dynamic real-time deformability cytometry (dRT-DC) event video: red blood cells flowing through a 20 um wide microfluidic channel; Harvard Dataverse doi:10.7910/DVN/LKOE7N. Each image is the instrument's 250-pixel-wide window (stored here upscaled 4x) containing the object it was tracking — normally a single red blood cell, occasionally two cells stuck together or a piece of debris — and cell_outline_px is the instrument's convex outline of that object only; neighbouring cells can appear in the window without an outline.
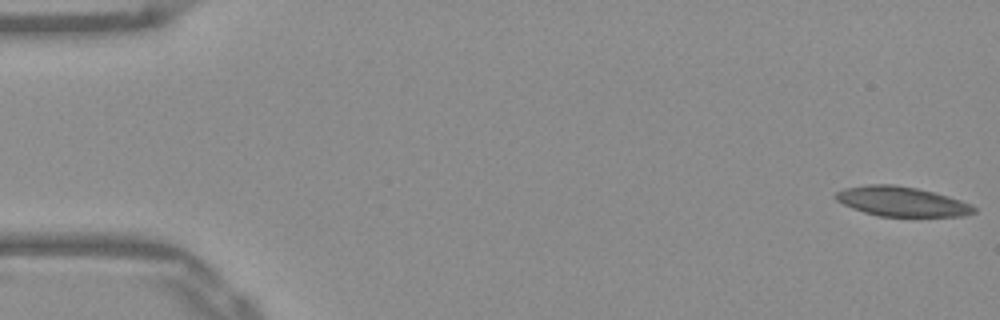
{"species": "Egyptian fruit bat (a non-hibernating species)", "species_latin": "Rousettus aegyptiacus", "temperature_condition": "warm", "stored_images_in_passage": 53, "camera_frame_rate_fps": 3000, "um_per_image_px": 0.085, "frame": {"image": 1, "passage_image": 1, "time_ms": 0.0, "image_size_px": [1000, 320], "cell_outline_px": [[976, 212], [964, 216], [880, 216], [864, 212], [852, 208], [836, 200], [832, 196], [836, 192], [844, 188], [872, 184], [892, 184], [916, 188], [948, 196], [960, 200], [976, 208]], "centroid_in_image_um": [76.61, 17.12], "position_along_channel_um": 8.4, "area_um2": 23.7}}
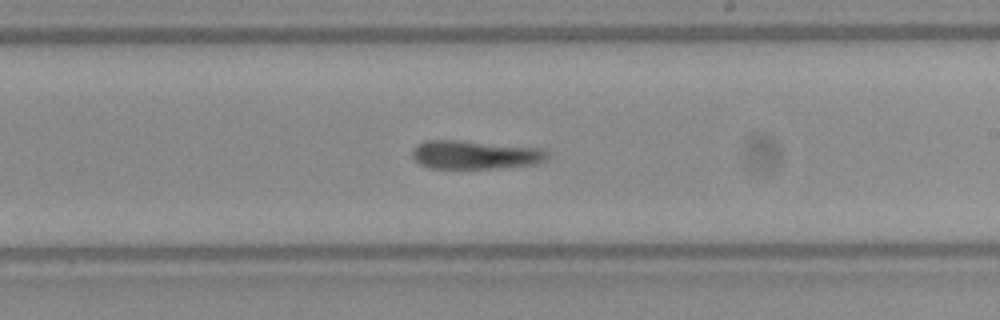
{"frame": {"image": 2, "passage_image": 31, "time_ms": 10.0, "image_size_px": [1000, 320], "cell_outline_px": [[548, 160], [532, 164], [496, 168], [432, 168], [420, 164], [412, 156], [412, 148], [416, 144], [428, 140], [460, 140], [540, 148], [548, 152]], "centroid_in_image_um": [40.36, 13.15], "position_along_channel_um": 248.6, "area_um2": 22.43}}
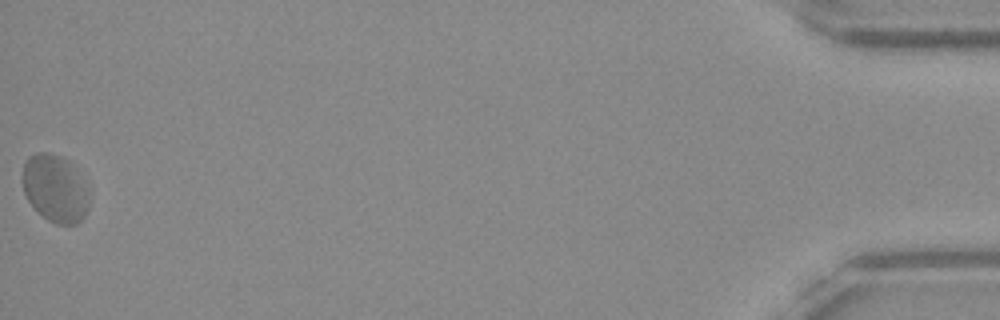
{"frame": {"image": 3, "passage_image": 53, "time_ms": 17.333, "image_size_px": [1000, 320], "cell_outline_px": [[88, 208], [84, 216], [76, 224], [56, 224], [48, 220], [28, 200], [24, 192], [24, 164], [28, 156], [36, 152], [48, 152], [60, 156], [72, 164], [84, 184], [88, 192]], "centroid_in_image_um": [4.68, 16.01], "position_along_channel_um": 430.5, "area_um2": 25.61}, "authors_computed_cell_mechanics": {"area_um2": 23.2934, "velocity_mm_per_s": 3.8213, "shape_relaxation_time_tau1_ms": null, "shape_relaxation_time_tau2_ms": 4.2918, "deformation_change_tau1": null, "deformation_change_tau2": 0.1248}}